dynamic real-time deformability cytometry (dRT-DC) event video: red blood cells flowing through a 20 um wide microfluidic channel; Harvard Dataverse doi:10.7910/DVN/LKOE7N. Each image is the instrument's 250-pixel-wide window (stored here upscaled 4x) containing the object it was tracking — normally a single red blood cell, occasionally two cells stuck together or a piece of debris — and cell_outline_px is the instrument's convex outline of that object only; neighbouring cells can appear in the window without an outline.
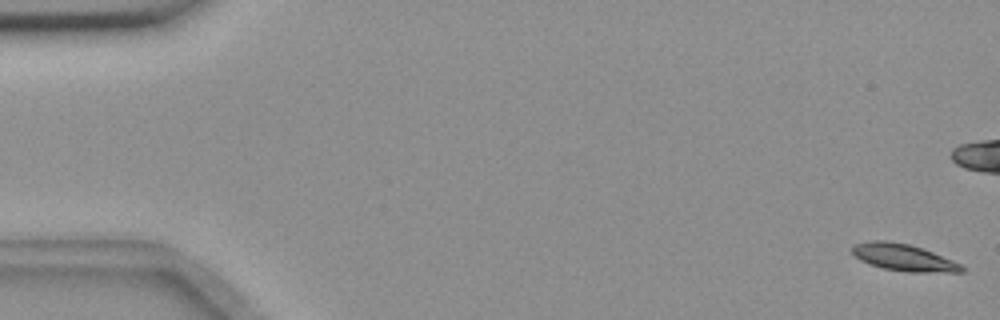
{"species": "common noctule bat (a hibernating species)", "species_latin": "Nyctalus noctula", "temperature_condition": "room temperature", "stored_images_in_passage": 57, "camera_frame_rate_fps": 3000, "um_per_image_px": 0.085, "animal": {"sex": "female", "body_mass_g": 18.4}, "frame": {"image": 1, "passage_image": 1, "time_ms": 0.0, "image_size_px": [1000, 320], "cell_outline_px": [[964, 272], [908, 272], [884, 268], [868, 264], [860, 260], [852, 252], [852, 248], [856, 244], [872, 240], [888, 240], [908, 244], [932, 252], [952, 260], [960, 264], [964, 268]], "centroid_in_image_um": [76.79, 21.89], "position_along_channel_um": 8.2, "area_um2": 16.94}}
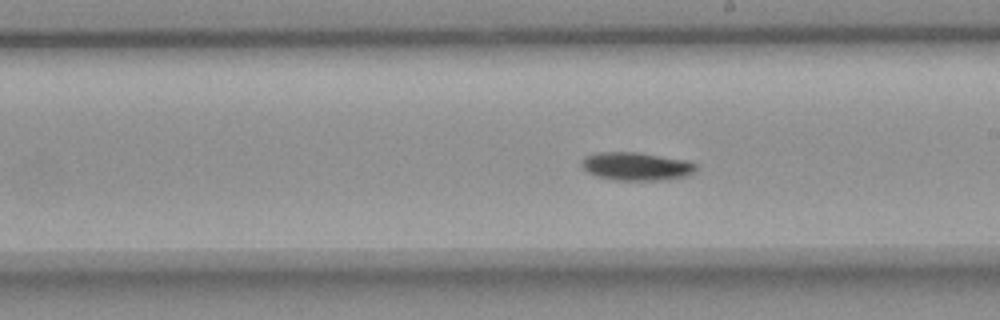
{"frame": {"image": 2, "passage_image": 32, "time_ms": 10.333, "image_size_px": [1000, 320], "cell_outline_px": [[696, 168], [688, 176], [668, 180], [616, 180], [596, 176], [588, 172], [580, 164], [584, 156], [596, 152], [636, 152], [688, 160], [696, 164]], "centroid_in_image_um": [54.08, 14.14], "position_along_channel_um": 234.9, "area_um2": 18.9}}
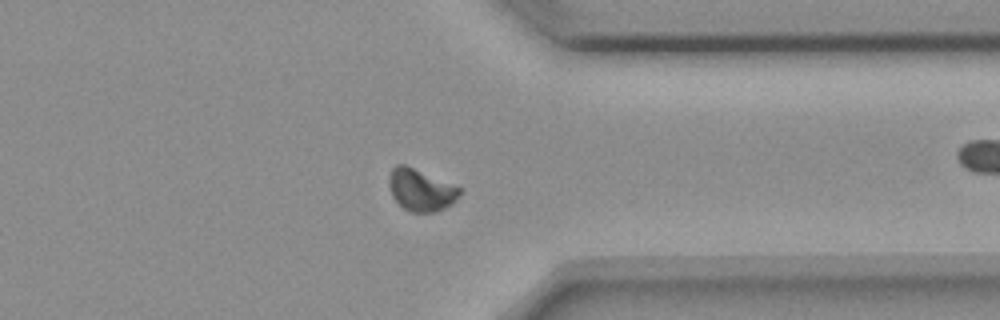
{"frame": {"image": 3, "passage_image": 44, "time_ms": 14.333, "image_size_px": [1000, 320], "cell_outline_px": [[464, 188], [460, 196], [452, 204], [436, 212], [412, 212], [404, 208], [392, 196], [388, 184], [388, 176], [392, 168], [396, 164], [404, 164]], "centroid_in_image_um": [35.8, 16.14], "position_along_channel_um": 375.6, "area_um2": 17.51}, "authors_computed_cell_mechanics": {"area_um2": 17.5712, "velocity_mm_per_s": 3.6129, "shape_relaxation_time_tau1_ms": 4.5718, "shape_relaxation_time_tau2_ms": null, "deformation_change_tau1": 0.1091, "deformation_change_tau2": null}}